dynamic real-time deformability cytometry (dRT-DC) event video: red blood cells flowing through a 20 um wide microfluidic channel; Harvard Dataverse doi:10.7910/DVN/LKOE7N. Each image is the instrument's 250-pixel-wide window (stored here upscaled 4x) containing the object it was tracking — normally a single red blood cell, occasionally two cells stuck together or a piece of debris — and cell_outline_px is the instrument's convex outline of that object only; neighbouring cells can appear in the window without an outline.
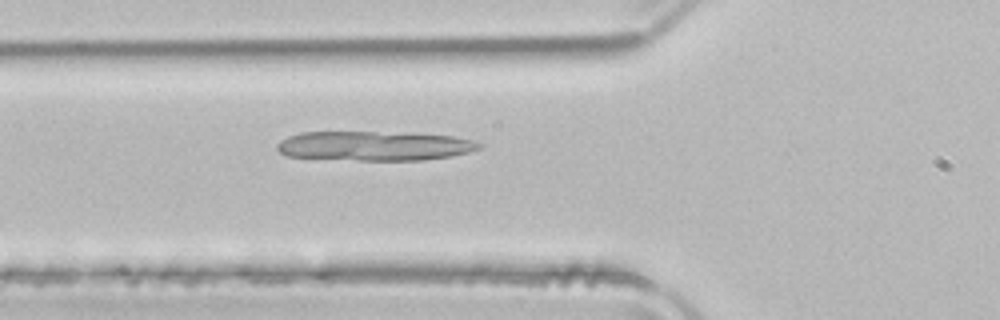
{"species": "common noctule bat (a hibernating species)", "species_latin": "Nyctalus noctula", "temperature_condition": "room temperature", "stored_images_in_passage": 27, "camera_frame_rate_fps": 3000, "um_per_image_px": 0.085, "animal": {"sex": "male", "body_mass_g": 21.5, "forearm_length_mm": 52.0}, "frame": {"image": 1, "passage_image": 18, "time_ms": 5.667, "image_size_px": [1000, 320], "cell_outline_px": [[484, 144], [480, 148], [468, 152], [452, 156], [424, 160], [360, 160], [288, 156], [280, 152], [276, 148], [276, 144], [280, 140], [288, 136], [300, 132], [376, 132], [452, 136], [472, 140]], "centroid_in_image_um": [31.8, 12.4], "position_along_channel_um": 94.0, "area_um2": 34.39}}
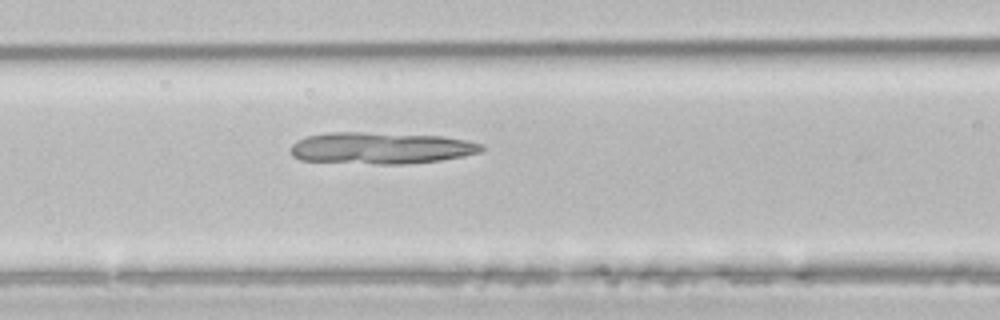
{"frame": {"image": 2, "passage_image": 21, "time_ms": 6.667, "image_size_px": [1000, 320], "cell_outline_px": [[484, 148], [480, 152], [440, 160], [404, 164], [376, 164], [300, 160], [292, 156], [288, 148], [296, 140], [304, 136], [328, 132], [364, 132], [440, 136], [468, 140], [484, 144]], "centroid_in_image_um": [32.31, 12.58], "position_along_channel_um": 134.3, "area_um2": 35.43}}
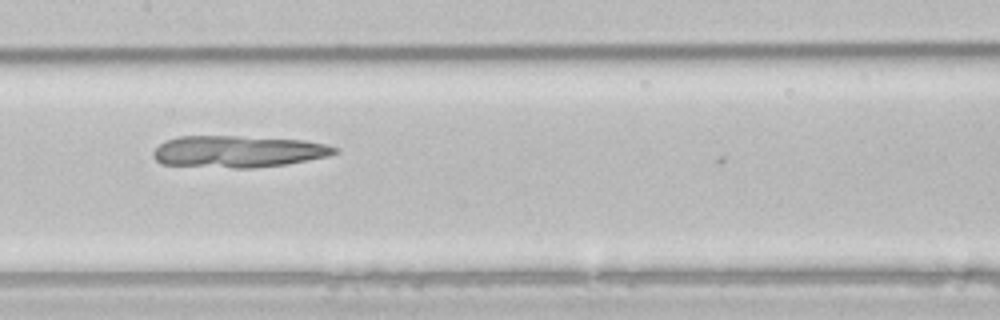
{"frame": {"image": 3, "passage_image": 25, "time_ms": 8.0, "image_size_px": [1000, 320], "cell_outline_px": [[340, 152], [328, 156], [284, 164], [252, 168], [232, 168], [160, 164], [152, 156], [152, 152], [164, 140], [180, 136], [236, 136], [304, 140], [328, 144], [340, 148]], "centroid_in_image_um": [20.24, 12.87], "position_along_channel_um": 187.2, "area_um2": 33.76}}